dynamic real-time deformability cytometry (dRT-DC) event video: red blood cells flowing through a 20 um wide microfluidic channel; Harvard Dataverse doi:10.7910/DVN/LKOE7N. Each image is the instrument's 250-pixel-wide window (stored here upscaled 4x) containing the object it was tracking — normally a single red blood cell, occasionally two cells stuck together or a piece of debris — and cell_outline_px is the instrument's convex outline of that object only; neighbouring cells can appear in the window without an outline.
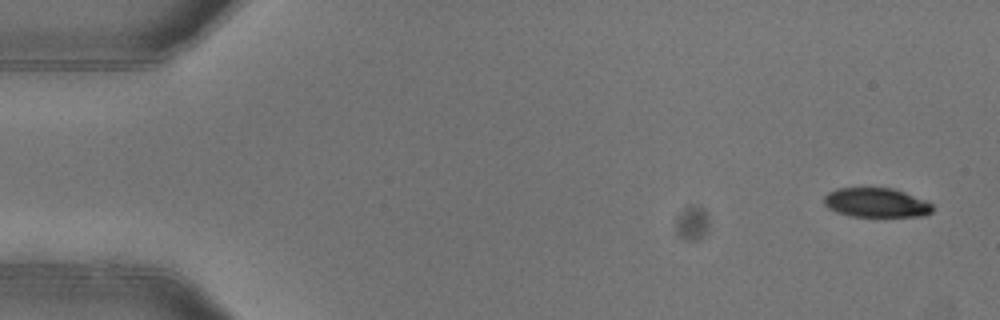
{"species": "common noctule bat (a hibernating species)", "species_latin": "Nyctalus noctula", "temperature_condition": "warm", "stored_images_in_passage": 2, "camera_frame_rate_fps": 3000, "um_per_image_px": 0.085, "animal": {"sex": "female"}, "frame": {"image": 1, "passage_image": 1, "time_ms": 0.0, "image_size_px": [1000, 320], "cell_outline_px": [[932, 212], [924, 216], [848, 216], [836, 212], [828, 208], [824, 204], [824, 196], [828, 192], [836, 188], [892, 188], [904, 192], [924, 200], [932, 204]], "centroid_in_image_um": [74.44, 17.23], "position_along_channel_um": 10.6, "area_um2": 18.5}}